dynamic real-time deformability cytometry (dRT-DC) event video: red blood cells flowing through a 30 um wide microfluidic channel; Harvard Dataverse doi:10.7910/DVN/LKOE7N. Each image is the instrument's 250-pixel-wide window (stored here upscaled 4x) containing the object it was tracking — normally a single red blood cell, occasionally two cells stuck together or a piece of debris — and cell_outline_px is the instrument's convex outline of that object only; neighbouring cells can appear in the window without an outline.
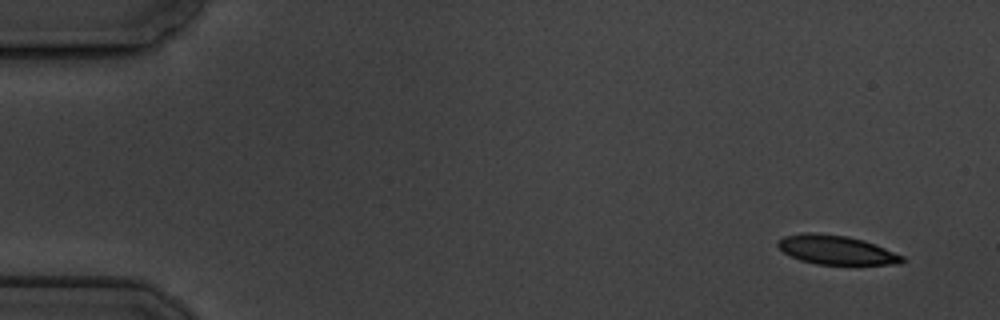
{"species": "common noctule bat (a hibernating species)", "species_latin": "Nyctalus noctula", "temperature_condition": "cold", "stored_images_in_passage": 4, "camera_frame_rate_fps": 3000, "um_per_image_px": 0.085, "animal": {"sex": "male", "body_mass_g": 19.5, "forearm_length_mm": 54.6}, "frame": {"image": 1, "passage_image": 1, "time_ms": 0.0, "image_size_px": [1000, 320], "cell_outline_px": [[904, 260], [900, 264], [816, 264], [800, 260], [784, 252], [776, 244], [784, 236], [804, 232], [812, 232], [848, 236], [864, 240], [904, 256]], "centroid_in_image_um": [71.07, 21.23], "position_along_channel_um": 13.9, "area_um2": 20.87}}
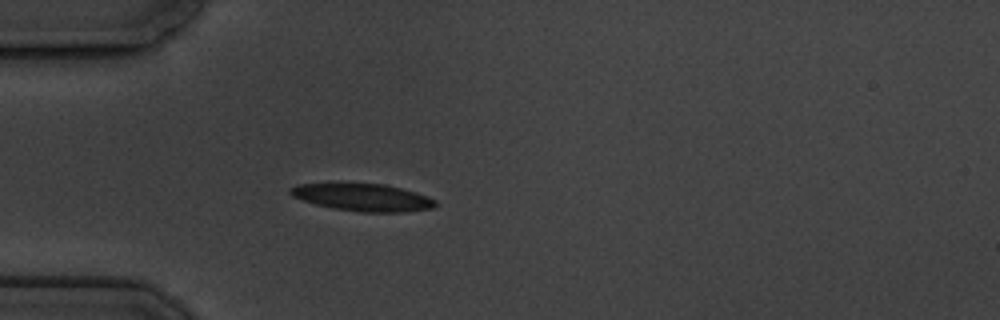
{"frame": {"image": 2, "passage_image": 4, "time_ms": 4.333, "image_size_px": [1000, 320], "cell_outline_px": [[436, 204], [432, 208], [404, 212], [360, 212], [336, 208], [316, 204], [292, 196], [288, 192], [288, 188], [300, 184], [384, 184], [416, 192], [428, 196], [436, 200]], "centroid_in_image_um": [30.86, 16.78], "position_along_channel_um": 54.1, "area_um2": 22.77}}